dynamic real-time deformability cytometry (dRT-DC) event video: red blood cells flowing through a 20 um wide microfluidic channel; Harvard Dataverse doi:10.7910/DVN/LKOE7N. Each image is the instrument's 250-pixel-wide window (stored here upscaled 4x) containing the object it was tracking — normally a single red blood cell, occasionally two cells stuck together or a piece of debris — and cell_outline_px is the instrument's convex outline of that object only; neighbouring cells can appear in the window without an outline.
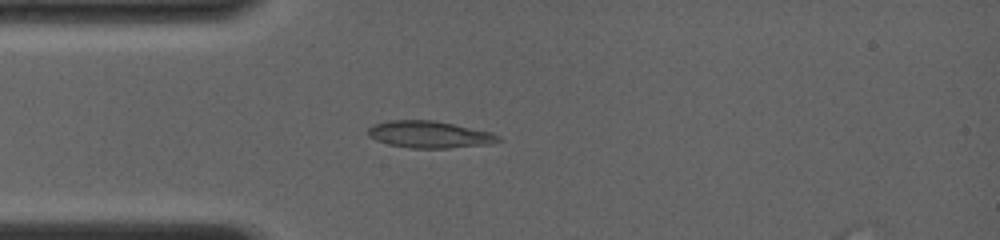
{"species": "common noctule bat (a hibernating species)", "species_latin": "Nyctalus noctula", "temperature_condition": "room temperature", "stored_images_in_passage": 57, "camera_frame_rate_fps": 4000, "um_per_image_px": 0.085, "animal": {"sex": "female", "body_mass_g": 19.0, "forearm_length_mm": 56.7}, "frame": {"image": 1, "passage_image": 9, "time_ms": 1.25, "image_size_px": [1000, 240], "cell_outline_px": [[504, 140], [488, 144], [448, 148], [412, 148], [388, 144], [376, 140], [368, 136], [368, 128], [372, 124], [388, 120], [436, 120], [492, 132], [500, 136]], "centroid_in_image_um": [36.51, 11.42], "position_along_channel_um": 48.5, "area_um2": 20.63}}
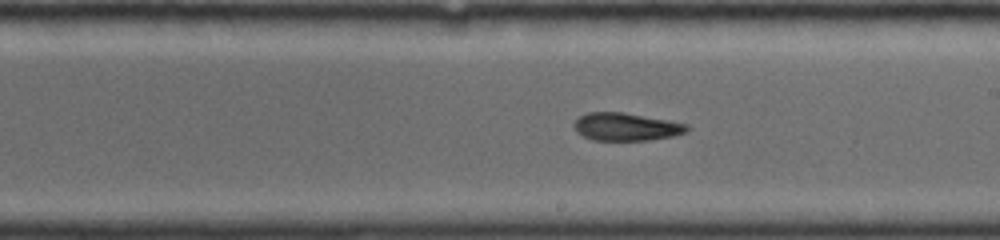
{"frame": {"image": 2, "passage_image": 29, "time_ms": 6.0, "image_size_px": [1000, 240], "cell_outline_px": [[692, 128], [688, 132], [672, 136], [648, 140], [592, 140], [576, 132], [572, 124], [580, 116], [588, 112], [624, 112], [668, 120], [688, 124]], "centroid_in_image_um": [53.24, 10.77], "position_along_channel_um": 235.8, "area_um2": 18.44}}
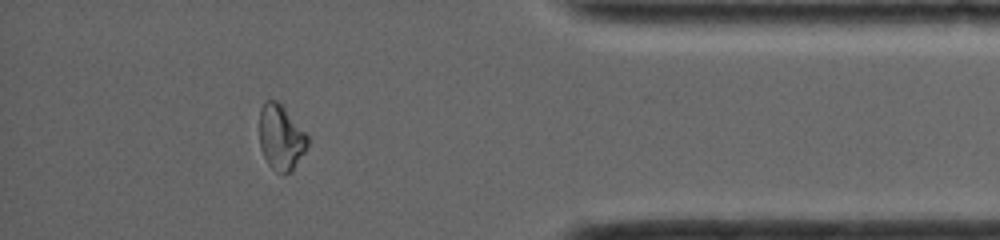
{"frame": {"image": 3, "passage_image": 50, "time_ms": 10.75, "image_size_px": [1000, 240], "cell_outline_px": [[308, 144], [304, 152], [292, 172], [276, 172], [268, 164], [260, 148], [260, 108], [264, 100], [276, 100], [284, 108], [308, 136]], "centroid_in_image_um": [23.86, 11.68], "position_along_channel_um": 411.3, "area_um2": 18.09}, "authors_computed_cell_mechanics": {"area_um2": 18.9006, "velocity_mm_per_s": 4.1059, "shape_relaxation_time_tau1_ms": null, "shape_relaxation_time_tau2_ms": 1.8413, "deformation_change_tau1": null, "deformation_change_tau2": 0.0664}}